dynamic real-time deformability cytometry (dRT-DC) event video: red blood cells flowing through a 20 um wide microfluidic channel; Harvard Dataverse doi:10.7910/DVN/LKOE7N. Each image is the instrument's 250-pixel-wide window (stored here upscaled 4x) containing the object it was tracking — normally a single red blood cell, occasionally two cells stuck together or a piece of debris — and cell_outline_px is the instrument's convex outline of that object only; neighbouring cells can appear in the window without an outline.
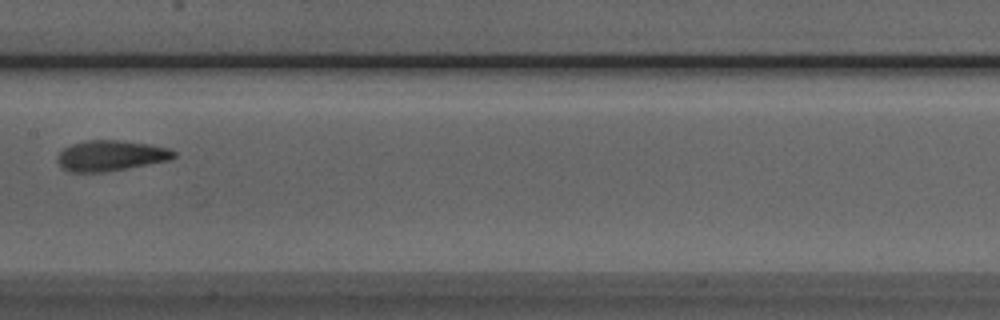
{"species": "Egyptian fruit bat (a non-hibernating species)", "species_latin": "Rousettus aegyptiacus", "temperature_condition": "room temperature", "stored_images_in_passage": 8, "camera_frame_rate_fps": 3000, "um_per_image_px": 0.085, "animal": {"sex": "male"}, "frame": {"image": 1, "passage_image": 7, "time_ms": 8.0, "image_size_px": [1000, 320], "cell_outline_px": [[176, 156], [172, 160], [128, 168], [104, 172], [68, 172], [56, 160], [60, 152], [64, 148], [72, 144], [84, 140], [116, 140], [148, 144], [168, 148], [176, 152]], "centroid_in_image_um": [9.43, 13.23], "position_along_channel_um": 198.0, "area_um2": 20.75}}
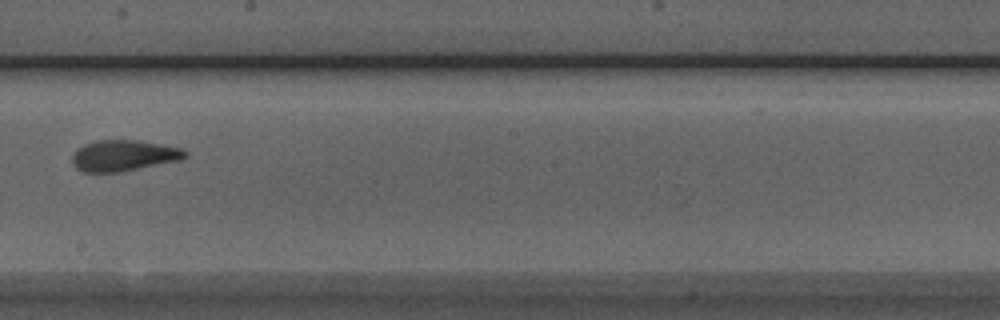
{"frame": {"image": 2, "passage_image": 8, "time_ms": 9.0, "image_size_px": [1000, 320], "cell_outline_px": [[188, 156], [180, 160], [120, 172], [84, 172], [76, 168], [72, 164], [72, 156], [76, 148], [84, 144], [96, 140], [140, 140], [180, 148], [188, 152]], "centroid_in_image_um": [10.49, 13.22], "position_along_channel_um": 237.7, "area_um2": 20.52}}